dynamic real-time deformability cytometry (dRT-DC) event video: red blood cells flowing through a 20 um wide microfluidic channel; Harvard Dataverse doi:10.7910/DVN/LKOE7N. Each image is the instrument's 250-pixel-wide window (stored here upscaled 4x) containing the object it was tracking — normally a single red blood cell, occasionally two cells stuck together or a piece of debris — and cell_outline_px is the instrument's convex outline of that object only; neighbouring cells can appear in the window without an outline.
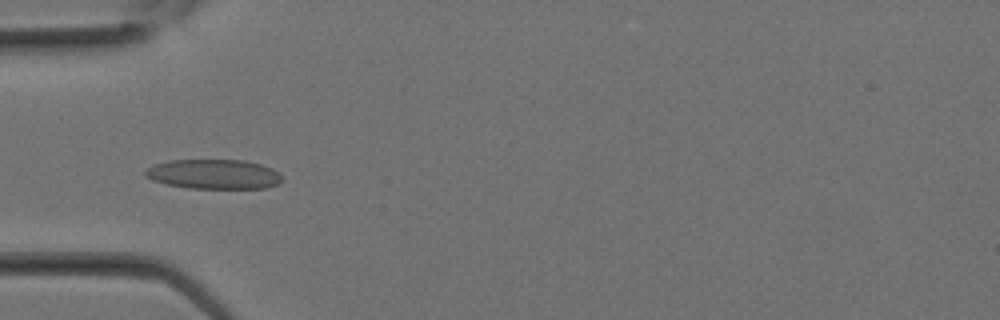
{"species": "Egyptian fruit bat (a non-hibernating species)", "species_latin": "Rousettus aegyptiacus", "temperature_condition": "room temperature", "stored_images_in_passage": 20, "camera_frame_rate_fps": 3000, "um_per_image_px": 0.085, "animal": {"sex": "female"}, "frame": {"image": 1, "passage_image": 8, "time_ms": 2.333, "image_size_px": [1000, 320], "cell_outline_px": [[284, 180], [276, 184], [264, 188], [188, 188], [168, 184], [152, 180], [144, 176], [144, 172], [152, 164], [168, 160], [244, 160], [260, 164], [272, 168]], "centroid_in_image_um": [18.13, 14.8], "position_along_channel_um": 66.9, "area_um2": 23.58}}
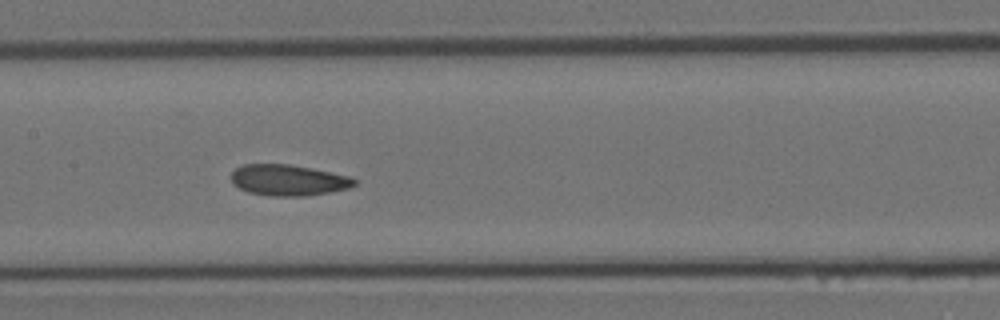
{"frame": {"image": 2, "passage_image": 13, "time_ms": 4.0, "image_size_px": [1000, 320], "cell_outline_px": [[356, 184], [348, 188], [308, 196], [272, 196], [248, 192], [232, 184], [232, 172], [236, 168], [244, 164], [288, 164], [312, 168], [352, 176], [356, 180]], "centroid_in_image_um": [24.52, 15.31], "position_along_channel_um": 182.9, "area_um2": 22.31}}
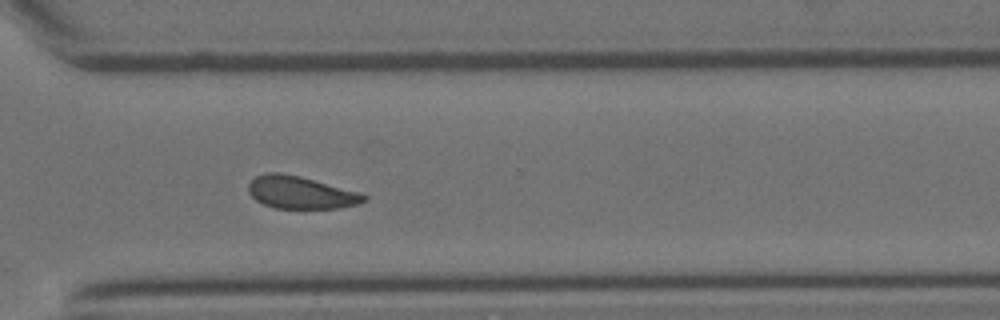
{"frame": {"image": 3, "passage_image": 20, "time_ms": 6.333, "image_size_px": [1000, 320], "cell_outline_px": [[368, 200], [360, 204], [340, 208], [276, 208], [264, 204], [256, 200], [248, 192], [248, 184], [256, 176], [268, 172], [280, 172], [300, 176], [356, 192], [368, 196]], "centroid_in_image_um": [25.55, 16.37], "position_along_channel_um": 345.1, "area_um2": 21.68}}